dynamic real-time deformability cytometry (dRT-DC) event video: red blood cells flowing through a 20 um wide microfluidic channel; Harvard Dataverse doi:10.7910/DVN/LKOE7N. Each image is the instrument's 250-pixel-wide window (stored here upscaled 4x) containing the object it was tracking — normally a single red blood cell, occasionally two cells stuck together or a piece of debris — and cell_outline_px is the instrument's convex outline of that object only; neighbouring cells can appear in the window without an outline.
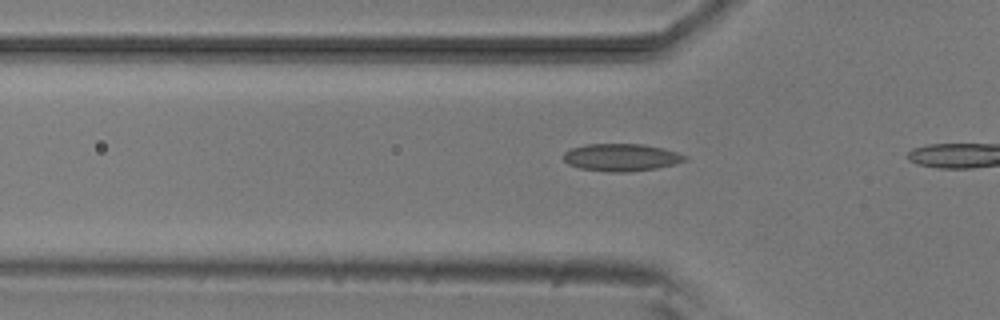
{"species": "common noctule bat (a hibernating species)", "species_latin": "Nyctalus noctula", "temperature_condition": "room temperature", "stored_images_in_passage": 10, "camera_frame_rate_fps": 3000, "um_per_image_px": 0.085, "animal": {"sex": "male", "body_mass_g": 20.5, "forearm_length_mm": 52.5}, "frame": {"image": 1, "passage_image": 7, "time_ms": 2.0, "image_size_px": [1000, 320], "cell_outline_px": [[688, 160], [656, 168], [628, 172], [608, 172], [580, 168], [568, 164], [564, 160], [564, 152], [572, 148], [584, 144], [644, 144], [664, 148], [688, 156]], "centroid_in_image_um": [52.81, 13.37], "position_along_channel_um": 73.0, "area_um2": 19.42}}